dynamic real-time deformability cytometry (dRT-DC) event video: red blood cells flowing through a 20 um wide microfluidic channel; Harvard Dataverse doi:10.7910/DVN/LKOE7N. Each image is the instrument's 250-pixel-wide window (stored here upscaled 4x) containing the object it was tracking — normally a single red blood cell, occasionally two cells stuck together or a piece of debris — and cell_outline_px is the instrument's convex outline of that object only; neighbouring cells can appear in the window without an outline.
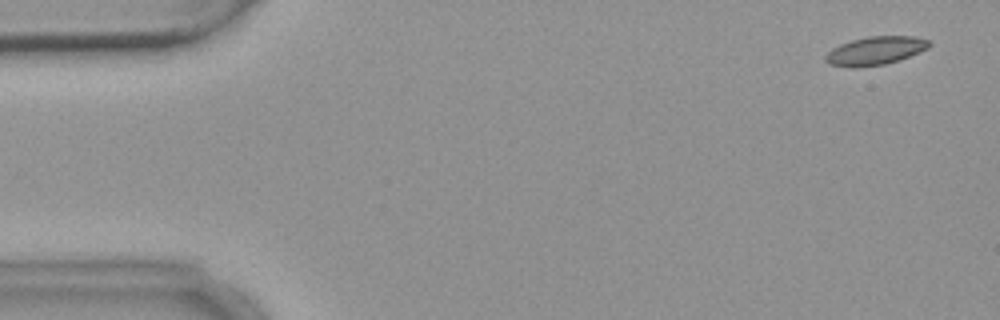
{"species": "common noctule bat (a hibernating species)", "species_latin": "Nyctalus noctula", "temperature_condition": "warm", "stored_images_in_passage": 4, "camera_frame_rate_fps": 3000, "um_per_image_px": 0.085, "animal": {"sex": "female", "body_mass_g": 18.4}, "frame": {"image": 1, "passage_image": 1, "time_ms": 0.0, "image_size_px": [1000, 320], "cell_outline_px": [[932, 44], [928, 48], [920, 52], [900, 60], [884, 64], [856, 68], [852, 68], [828, 64], [824, 60], [824, 56], [832, 48], [840, 44], [852, 40], [868, 36], [912, 36], [928, 40]], "centroid_in_image_um": [74.38, 4.32], "position_along_channel_um": 10.6, "area_um2": 17.28}}
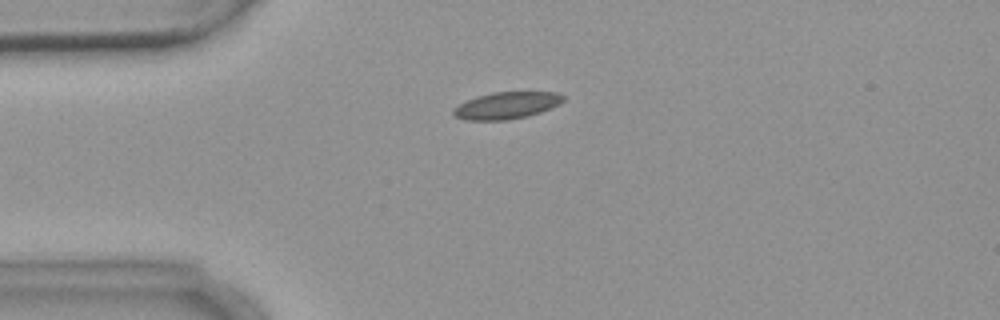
{"frame": {"image": 2, "passage_image": 4, "time_ms": 3.667, "image_size_px": [1000, 320], "cell_outline_px": [[564, 100], [560, 104], [552, 108], [528, 116], [508, 120], [464, 120], [452, 116], [452, 108], [476, 96], [492, 92], [556, 92], [564, 96]], "centroid_in_image_um": [43.04, 8.97], "position_along_channel_um": 42.0, "area_um2": 17.4}}